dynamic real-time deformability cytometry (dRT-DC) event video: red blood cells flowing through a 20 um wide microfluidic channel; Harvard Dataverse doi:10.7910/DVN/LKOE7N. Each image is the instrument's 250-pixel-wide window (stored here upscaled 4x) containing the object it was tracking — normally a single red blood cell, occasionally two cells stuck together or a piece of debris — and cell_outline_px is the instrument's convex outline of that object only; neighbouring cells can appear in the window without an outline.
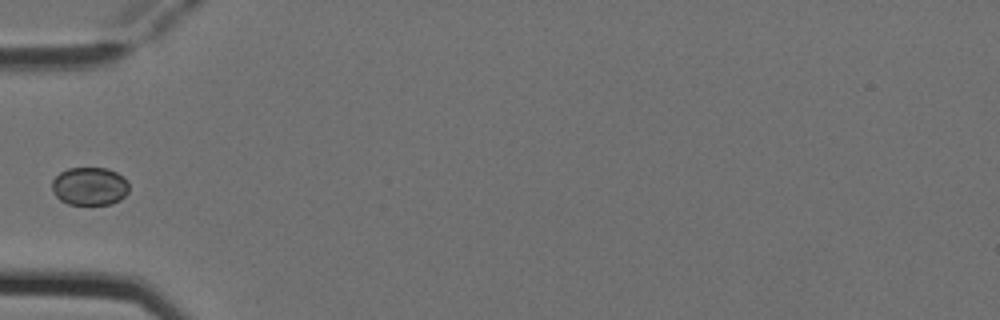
{"species": "Egyptian fruit bat (a non-hibernating species)", "species_latin": "Rousettus aegyptiacus", "temperature_condition": "cold", "stored_images_in_passage": 1, "camera_frame_rate_fps": 3000, "um_per_image_px": 0.085, "animal": {"sex": "female"}, "frame": {"image": 1, "passage_image": 1, "time_ms": 0.0, "image_size_px": [1000, 320], "cell_outline_px": [[128, 192], [120, 200], [112, 204], [68, 204], [60, 200], [52, 192], [52, 180], [60, 172], [68, 168], [104, 168], [116, 172], [124, 176], [128, 180]], "centroid_in_image_um": [7.62, 15.83], "position_along_channel_um": 77.4, "area_um2": 17.22}}